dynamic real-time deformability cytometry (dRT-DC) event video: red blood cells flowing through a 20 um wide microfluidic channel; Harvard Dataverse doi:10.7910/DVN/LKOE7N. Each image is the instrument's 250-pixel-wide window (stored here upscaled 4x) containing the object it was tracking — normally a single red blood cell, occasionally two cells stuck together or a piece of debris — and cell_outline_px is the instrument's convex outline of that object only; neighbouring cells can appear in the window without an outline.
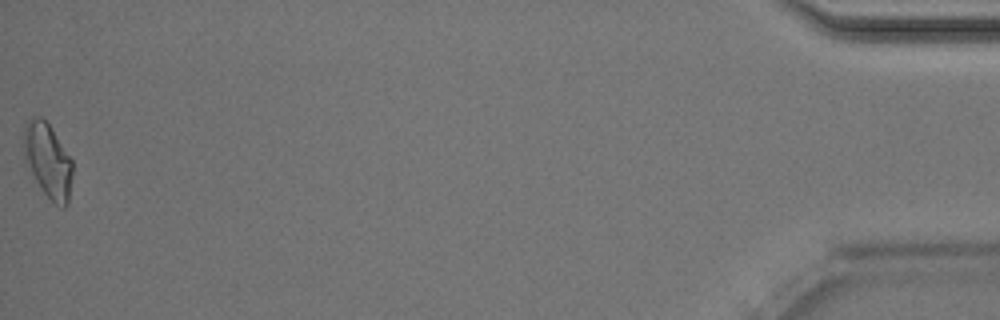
{"species": "Egyptian fruit bat (a non-hibernating species)", "species_latin": "Rousettus aegyptiacus", "temperature_condition": "room temperature", "stored_images_in_passage": 35, "camera_frame_rate_fps": 3000, "um_per_image_px": 0.085, "animal": {"sex": "male"}, "frame": {"image": 1, "passage_image": 35, "time_ms": 11.333, "image_size_px": [1000, 320], "cell_outline_px": [[72, 176], [68, 204], [64, 208], [60, 208], [44, 192], [36, 180], [24, 160], [24, 128], [28, 120], [32, 116], [40, 116], [48, 124], [72, 160]], "centroid_in_image_um": [4.07, 13.65], "position_along_channel_um": 431.1, "area_um2": 20.81}, "authors_computed_cell_mechanics": {"area_um2": 19.652, "velocity_mm_per_s": 4.043, "shape_relaxation_time_tau1_ms": 5.5206, "shape_relaxation_time_tau2_ms": 2.1054, "deformation_change_tau1": 0.1509, "deformation_change_tau2": 0.0821}}